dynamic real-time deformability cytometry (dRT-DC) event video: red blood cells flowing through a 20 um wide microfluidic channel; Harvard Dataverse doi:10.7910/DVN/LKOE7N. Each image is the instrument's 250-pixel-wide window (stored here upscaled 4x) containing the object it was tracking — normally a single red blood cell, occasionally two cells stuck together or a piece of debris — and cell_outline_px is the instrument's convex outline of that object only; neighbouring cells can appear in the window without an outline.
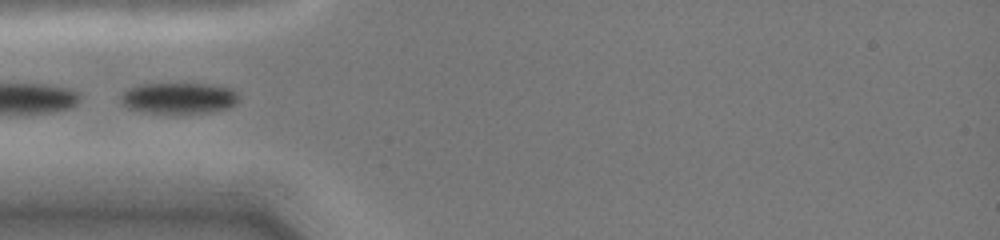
{"species": "common noctule bat (a hibernating species)", "species_latin": "Nyctalus noctula", "temperature_condition": "cold", "stored_images_in_passage": 11, "camera_frame_rate_fps": 3000, "um_per_image_px": 0.085, "animal": {"sex": "female", "body_mass_g": 19.0, "forearm_length_mm": 51.5}, "frame": {"image": 1, "passage_image": 8, "time_ms": 4.333, "image_size_px": [1000, 240], "cell_outline_px": [[240, 96], [236, 104], [228, 108], [212, 112], [184, 116], [176, 116], [144, 112], [128, 108], [120, 104], [120, 96], [128, 88], [140, 84], [212, 84], [232, 88]], "centroid_in_image_um": [15.21, 8.39], "position_along_channel_um": 69.8, "area_um2": 22.48}}
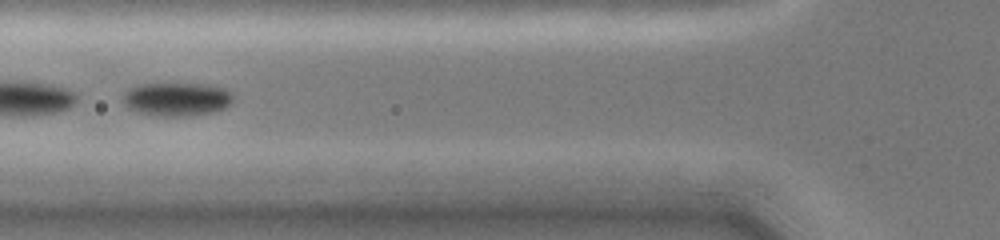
{"frame": {"image": 2, "passage_image": 10, "time_ms": 5.333, "image_size_px": [1000, 240], "cell_outline_px": [[232, 100], [224, 108], [212, 112], [188, 116], [152, 116], [128, 108], [120, 100], [124, 92], [128, 88], [136, 84], [208, 84], [224, 88], [232, 92]], "centroid_in_image_um": [14.96, 8.42], "position_along_channel_um": 110.8, "area_um2": 21.73}}